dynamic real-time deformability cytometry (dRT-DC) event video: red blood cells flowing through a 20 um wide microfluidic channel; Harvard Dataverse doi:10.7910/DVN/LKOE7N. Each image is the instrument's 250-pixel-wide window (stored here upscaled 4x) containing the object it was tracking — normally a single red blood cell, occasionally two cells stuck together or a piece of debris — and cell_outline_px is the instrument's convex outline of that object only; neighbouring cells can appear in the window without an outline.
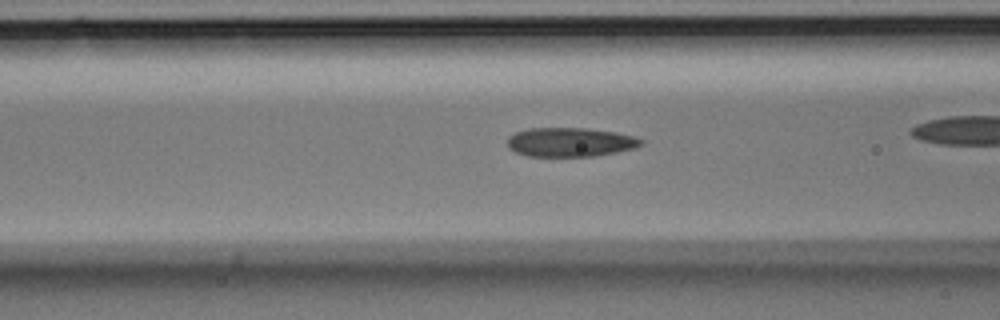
{"species": "Egyptian fruit bat (a non-hibernating species)", "species_latin": "Rousettus aegyptiacus", "temperature_condition": "room temperature", "stored_images_in_passage": 25, "camera_frame_rate_fps": 3000, "um_per_image_px": 0.085, "animal": {"sex": "male"}, "frame": {"image": 1, "passage_image": 8, "time_ms": 2.333, "image_size_px": [1000, 320], "cell_outline_px": [[644, 144], [636, 148], [616, 152], [592, 156], [528, 156], [516, 152], [508, 144], [508, 136], [516, 132], [528, 128], [588, 128], [616, 132], [636, 136], [644, 140]], "centroid_in_image_um": [48.53, 12.07], "position_along_channel_um": 118.1, "area_um2": 22.72}}